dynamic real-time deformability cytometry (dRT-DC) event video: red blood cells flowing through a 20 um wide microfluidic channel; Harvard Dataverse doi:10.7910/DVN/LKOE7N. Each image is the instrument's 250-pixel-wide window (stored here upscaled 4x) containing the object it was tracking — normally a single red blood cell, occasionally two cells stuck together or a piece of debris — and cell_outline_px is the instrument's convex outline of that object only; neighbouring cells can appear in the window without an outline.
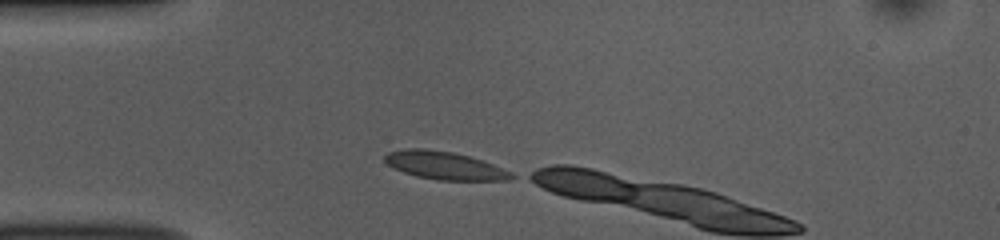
{"species": "common noctule bat (a hibernating species)", "species_latin": "Nyctalus noctula", "temperature_condition": "room temperature", "stored_images_in_passage": 3, "camera_frame_rate_fps": 3000, "um_per_image_px": 0.085, "animal": {"sex": "female", "body_mass_g": 10.0, "forearm_length_mm": 53.1}, "frame": {"image": 1, "passage_image": 1, "time_ms": 0.0, "image_size_px": [1000, 240], "cell_outline_px": [[516, 176], [508, 180], [440, 180], [416, 176], [404, 172], [388, 164], [384, 160], [384, 156], [388, 152], [408, 148], [424, 148], [452, 152], [468, 156], [492, 164], [512, 172]], "centroid_in_image_um": [37.79, 14.07], "position_along_channel_um": 47.2, "area_um2": 20.35}}